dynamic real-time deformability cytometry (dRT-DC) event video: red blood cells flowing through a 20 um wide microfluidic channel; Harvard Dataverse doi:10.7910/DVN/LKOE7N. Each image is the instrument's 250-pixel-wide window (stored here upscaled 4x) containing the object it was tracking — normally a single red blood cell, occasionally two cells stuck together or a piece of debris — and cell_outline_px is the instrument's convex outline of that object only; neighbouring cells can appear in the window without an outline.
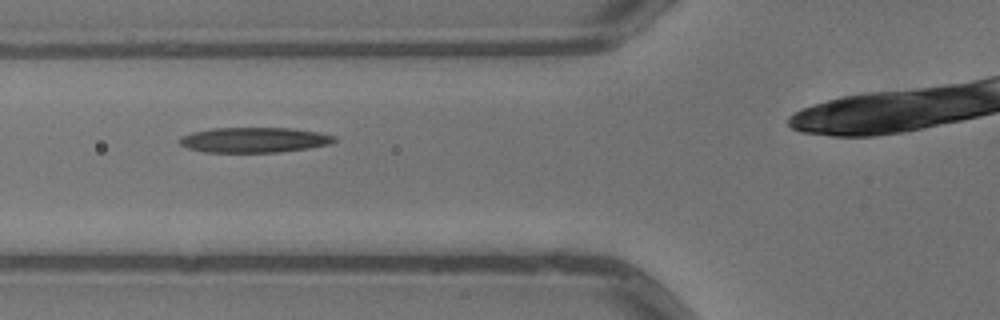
{"species": "common noctule bat (a hibernating species)", "species_latin": "Nyctalus noctula", "temperature_condition": "warm", "stored_images_in_passage": 5, "camera_frame_rate_fps": 3000, "um_per_image_px": 0.085, "animal": {"sex": "male", "body_mass_g": 13.3}, "frame": {"image": 1, "passage_image": 3, "time_ms": 0.667, "image_size_px": [1000, 320], "cell_outline_px": [[336, 140], [332, 144], [308, 148], [280, 152], [204, 152], [188, 148], [180, 144], [176, 140], [180, 136], [192, 132], [212, 128], [292, 128], [320, 132], [332, 136]], "centroid_in_image_um": [21.57, 11.89], "position_along_channel_um": 104.2, "area_um2": 22.83}}
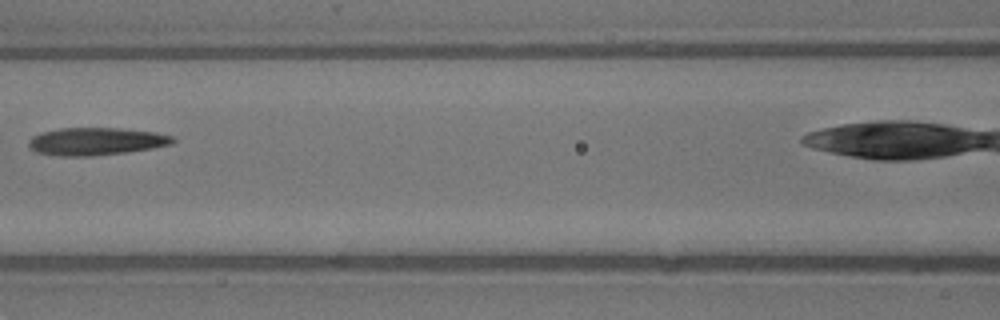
{"frame": {"image": 2, "passage_image": 4, "time_ms": 1.0, "image_size_px": [1000, 320], "cell_outline_px": [[176, 140], [172, 144], [152, 148], [124, 152], [92, 156], [60, 156], [36, 152], [28, 144], [28, 140], [32, 136], [40, 132], [60, 128], [120, 128], [156, 132], [172, 136]], "centroid_in_image_um": [8.15, 12.01], "position_along_channel_um": 158.4, "area_um2": 23.18}}
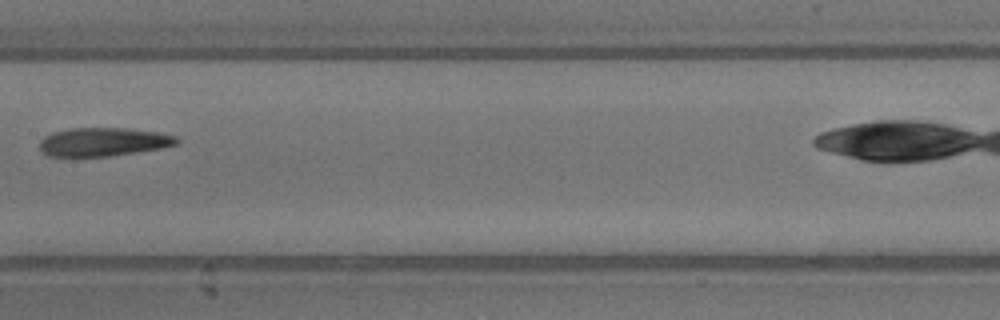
{"frame": {"image": 3, "passage_image": 5, "time_ms": 1.333, "image_size_px": [1000, 320], "cell_outline_px": [[180, 144], [160, 148], [108, 156], [48, 156], [40, 148], [40, 140], [44, 136], [52, 132], [72, 128], [124, 128], [156, 132], [176, 136], [180, 140]], "centroid_in_image_um": [8.78, 12.05], "position_along_channel_um": 198.6, "area_um2": 22.6}}